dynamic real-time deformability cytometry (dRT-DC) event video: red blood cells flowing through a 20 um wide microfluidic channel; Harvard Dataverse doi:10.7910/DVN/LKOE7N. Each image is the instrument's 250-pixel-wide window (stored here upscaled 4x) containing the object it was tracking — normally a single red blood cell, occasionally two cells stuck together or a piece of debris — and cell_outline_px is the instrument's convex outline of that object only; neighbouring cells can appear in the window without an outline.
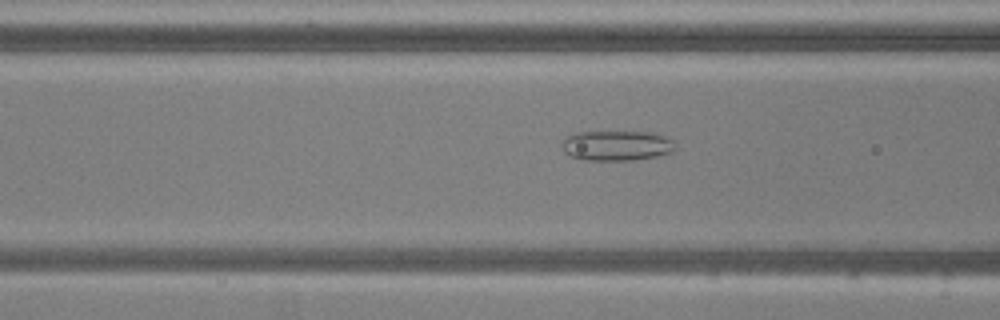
{"species": "common noctule bat (a hibernating species)", "species_latin": "Nyctalus noctula", "temperature_condition": "warm", "stored_images_in_passage": 44, "camera_frame_rate_fps": 3000, "um_per_image_px": 0.085, "animal": {"sex": "male", "body_mass_g": 20.5, "forearm_length_mm": 52.5}, "frame": {"image": 1, "passage_image": 12, "time_ms": 3.667, "image_size_px": [1000, 320], "cell_outline_px": [[676, 148], [672, 152], [656, 156], [632, 160], [584, 160], [572, 156], [564, 152], [564, 136], [576, 132], [652, 132], [664, 136], [672, 140]], "centroid_in_image_um": [52.42, 12.37], "position_along_channel_um": 114.2, "area_um2": 19.77}}
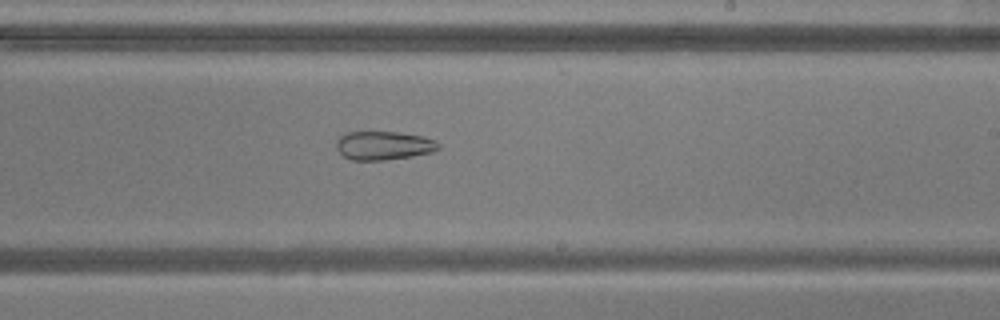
{"frame": {"image": 2, "passage_image": 23, "time_ms": 7.333, "image_size_px": [1000, 320], "cell_outline_px": [[440, 148], [432, 152], [412, 156], [384, 160], [352, 160], [344, 156], [336, 148], [336, 140], [344, 132], [396, 132], [424, 136], [440, 144]], "centroid_in_image_um": [32.59, 12.37], "position_along_channel_um": 256.4, "area_um2": 17.05}}
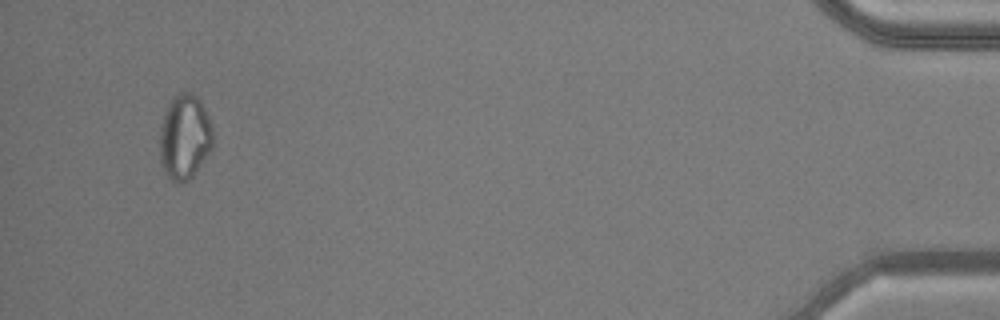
{"frame": {"image": 3, "passage_image": 42, "time_ms": 13.667, "image_size_px": [1000, 320], "cell_outline_px": [[212, 148], [192, 176], [188, 180], [180, 184], [172, 180], [164, 172], [160, 164], [160, 124], [164, 112], [172, 96], [180, 92], [188, 92], [196, 96], [200, 100], [208, 116], [212, 128]], "centroid_in_image_um": [15.66, 11.63], "position_along_channel_um": 419.5, "area_um2": 26.41}, "authors_computed_cell_mechanics": {"area_um2": 23.1778, "velocity_mm_per_s": 3.8705, "shape_relaxation_time_tau1_ms": null, "shape_relaxation_time_tau2_ms": 3.0765, "deformation_change_tau1": null, "deformation_change_tau2": 0.1063}}